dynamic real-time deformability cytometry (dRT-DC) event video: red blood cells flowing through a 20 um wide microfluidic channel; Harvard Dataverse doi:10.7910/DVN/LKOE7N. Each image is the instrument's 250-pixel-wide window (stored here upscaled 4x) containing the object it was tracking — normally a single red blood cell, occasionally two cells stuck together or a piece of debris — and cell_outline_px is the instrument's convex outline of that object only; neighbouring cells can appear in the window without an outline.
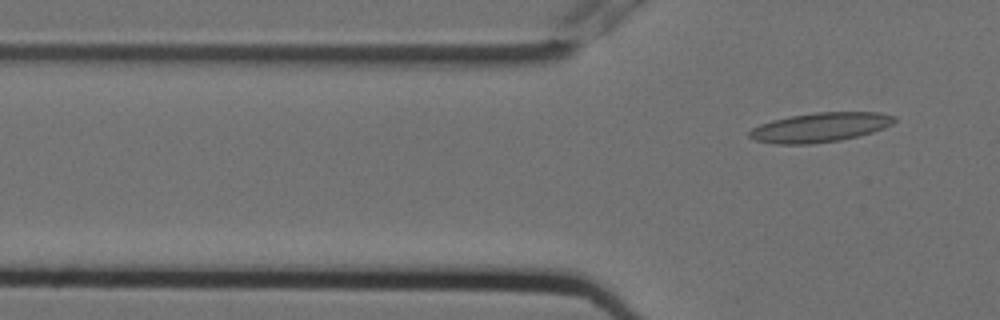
{"species": "Egyptian fruit bat (a non-hibernating species)", "species_latin": "Rousettus aegyptiacus", "temperature_condition": "cold", "stored_images_in_passage": 7, "camera_frame_rate_fps": 3000, "um_per_image_px": 0.085, "animal": {"sex": "female"}, "frame": {"image": 1, "passage_image": 7, "time_ms": 2.0, "image_size_px": [1000, 320], "cell_outline_px": [[896, 120], [892, 124], [884, 128], [872, 132], [840, 140], [812, 144], [776, 144], [756, 140], [748, 136], [748, 132], [752, 128], [760, 124], [772, 120], [792, 116], [816, 112], [876, 112], [896, 116]], "centroid_in_image_um": [69.7, 10.82], "position_along_channel_um": 56.1, "area_um2": 24.74}}